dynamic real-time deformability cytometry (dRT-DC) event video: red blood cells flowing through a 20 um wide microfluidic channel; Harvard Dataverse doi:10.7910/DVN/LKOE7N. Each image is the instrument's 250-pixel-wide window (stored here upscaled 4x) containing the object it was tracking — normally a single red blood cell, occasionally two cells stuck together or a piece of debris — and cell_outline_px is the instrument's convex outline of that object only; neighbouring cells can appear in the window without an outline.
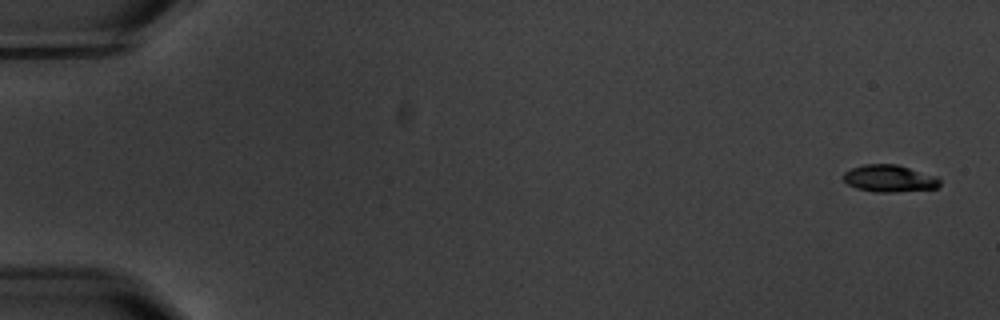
{"species": "common noctule bat (a hibernating species)", "species_latin": "Nyctalus noctula", "temperature_condition": "warm", "stored_images_in_passage": 8, "camera_frame_rate_fps": 3000, "um_per_image_px": 0.085, "animal": {"sex": "male", "body_mass_g": 20.1, "forearm_length_mm": 53.5}, "frame": {"image": 1, "passage_image": 8, "time_ms": 9.333, "image_size_px": [1000, 320], "cell_outline_px": [[940, 184], [936, 188], [896, 192], [876, 192], [856, 188], [848, 184], [844, 180], [844, 172], [852, 168], [864, 164], [896, 164], [936, 176], [940, 180]], "centroid_in_image_um": [75.59, 15.17], "position_along_channel_um": 9.4, "area_um2": 15.09}}